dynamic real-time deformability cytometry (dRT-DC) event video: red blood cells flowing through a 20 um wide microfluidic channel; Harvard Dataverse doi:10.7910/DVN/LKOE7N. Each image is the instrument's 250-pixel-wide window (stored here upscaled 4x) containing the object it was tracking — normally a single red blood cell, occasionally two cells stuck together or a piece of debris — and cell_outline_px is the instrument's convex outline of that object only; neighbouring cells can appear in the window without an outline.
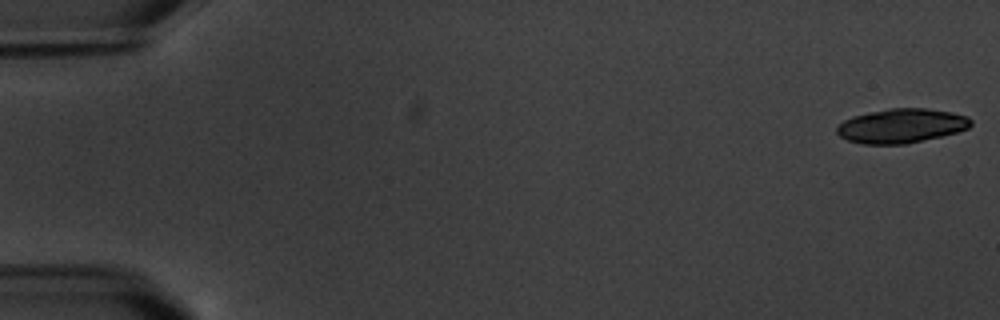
{"species": "common noctule bat (a hibernating species)", "species_latin": "Nyctalus noctula", "temperature_condition": "warm", "stored_images_in_passage": 5, "camera_frame_rate_fps": 3000, "um_per_image_px": 0.085, "animal": {"sex": "male", "body_mass_g": 20.1, "forearm_length_mm": 53.5}, "frame": {"image": 1, "passage_image": 1, "time_ms": 0.0, "image_size_px": [1000, 320], "cell_outline_px": [[972, 124], [968, 128], [956, 132], [940, 136], [904, 144], [864, 144], [848, 140], [840, 136], [836, 132], [836, 128], [844, 120], [852, 116], [868, 112], [888, 108], [928, 108], [952, 112], [968, 116], [972, 120]], "centroid_in_image_um": [76.62, 10.68], "position_along_channel_um": 8.4, "area_um2": 26.76}}